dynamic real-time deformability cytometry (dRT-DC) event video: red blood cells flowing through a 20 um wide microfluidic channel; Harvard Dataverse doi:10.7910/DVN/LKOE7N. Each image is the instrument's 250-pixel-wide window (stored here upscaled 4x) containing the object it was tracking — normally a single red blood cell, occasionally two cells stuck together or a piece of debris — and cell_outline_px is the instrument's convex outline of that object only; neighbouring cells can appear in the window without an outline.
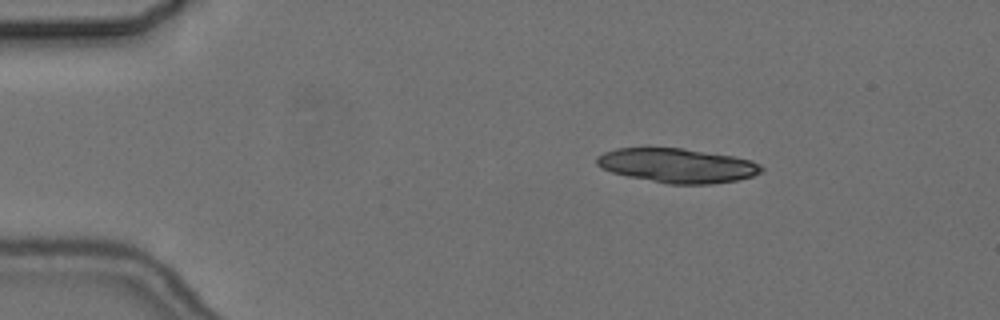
{"species": "common noctule bat (a hibernating species)", "species_latin": "Nyctalus noctula", "temperature_condition": "cold", "stored_images_in_passage": 4, "camera_frame_rate_fps": 3000, "um_per_image_px": 0.085, "animal": {"sex": "female", "body_mass_g": 24.6, "forearm_length_mm": 56.2}, "frame": {"image": 1, "passage_image": 1, "time_ms": 0.0, "image_size_px": [1000, 320], "cell_outline_px": [[764, 168], [760, 172], [752, 176], [736, 180], [712, 184], [668, 184], [628, 176], [612, 172], [600, 168], [596, 164], [596, 156], [604, 152], [616, 148], [648, 144], [684, 148], [732, 156], [752, 160], [760, 164]], "centroid_in_image_um": [57.48, 14.02], "position_along_channel_um": 27.5, "area_um2": 33.93}}